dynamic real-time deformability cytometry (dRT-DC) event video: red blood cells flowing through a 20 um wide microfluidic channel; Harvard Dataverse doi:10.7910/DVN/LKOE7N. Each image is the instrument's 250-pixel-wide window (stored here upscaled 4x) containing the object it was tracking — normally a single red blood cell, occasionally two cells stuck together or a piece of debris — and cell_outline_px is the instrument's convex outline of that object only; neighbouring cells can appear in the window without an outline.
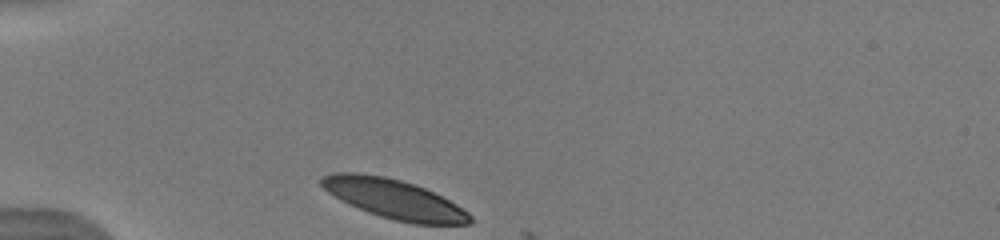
{"species": "human", "species_latin": "Homo sapiens", "temperature_condition": "warm", "stored_images_in_passage": 3, "camera_frame_rate_fps": 3000, "um_per_image_px": 0.085, "donor": {"sex": "male"}, "frame": {"image": 1, "passage_image": 1, "time_ms": 0.0, "image_size_px": [1000, 240], "cell_outline_px": [[472, 224], [412, 224], [392, 220], [368, 212], [348, 204], [328, 192], [320, 184], [320, 176], [332, 172], [356, 172], [384, 176], [400, 180], [424, 188], [456, 204], [468, 212], [472, 216]], "centroid_in_image_um": [33.46, 16.92], "position_along_channel_um": 51.5, "area_um2": 34.04}}